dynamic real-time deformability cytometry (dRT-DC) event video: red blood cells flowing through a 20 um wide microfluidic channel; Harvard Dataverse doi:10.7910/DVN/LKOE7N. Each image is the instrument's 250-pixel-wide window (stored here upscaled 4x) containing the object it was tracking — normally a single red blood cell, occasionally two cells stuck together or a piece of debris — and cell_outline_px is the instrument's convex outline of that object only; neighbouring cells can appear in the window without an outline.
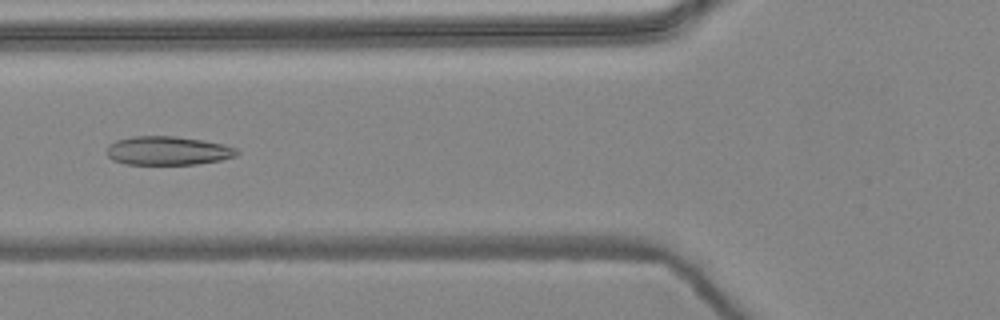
{"species": "common noctule bat (a hibernating species)", "species_latin": "Nyctalus noctula", "temperature_condition": "warm", "stored_images_in_passage": 8, "camera_frame_rate_fps": 3000, "um_per_image_px": 0.085, "animal": {"sex": "female", "body_mass_g": 24.6, "forearm_length_mm": 56.2}, "frame": {"image": 1, "passage_image": 5, "time_ms": 1.333, "image_size_px": [1000, 320], "cell_outline_px": [[240, 152], [236, 156], [220, 160], [196, 164], [128, 164], [112, 160], [108, 156], [108, 144], [116, 140], [132, 136], [176, 136], [204, 140], [224, 144], [236, 148]], "centroid_in_image_um": [14.28, 12.8], "position_along_channel_um": 111.5, "area_um2": 21.85}}
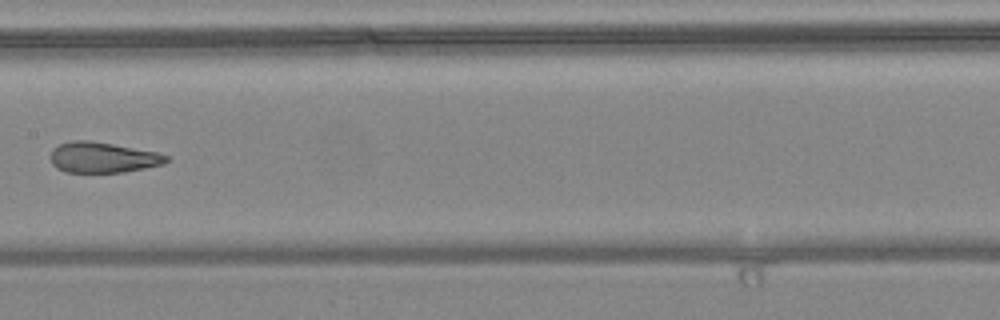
{"frame": {"image": 2, "passage_image": 7, "time_ms": 2.0, "image_size_px": [1000, 320], "cell_outline_px": [[168, 160], [164, 164], [124, 172], [64, 172], [56, 168], [52, 164], [48, 156], [52, 148], [60, 144], [72, 140], [88, 140], [112, 144], [156, 152], [168, 156]], "centroid_in_image_um": [8.67, 13.38], "position_along_channel_um": 198.7, "area_um2": 20.69}}
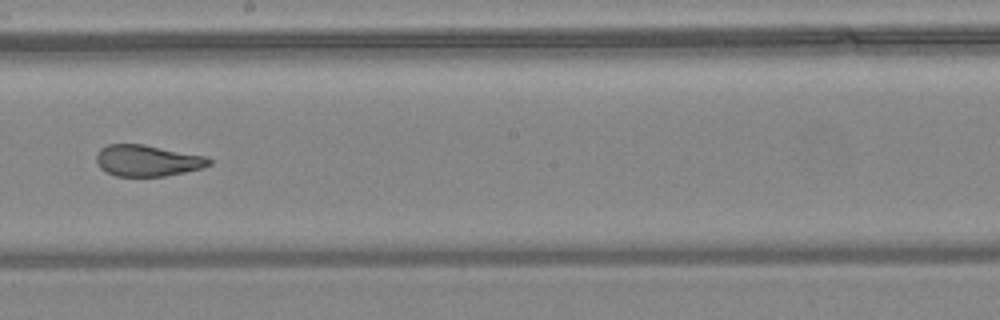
{"frame": {"image": 3, "passage_image": 8, "time_ms": 2.333, "image_size_px": [1000, 320], "cell_outline_px": [[212, 164], [200, 168], [184, 172], [164, 176], [116, 176], [100, 168], [96, 160], [96, 152], [100, 148], [108, 144], [144, 144], [208, 156], [212, 160]], "centroid_in_image_um": [12.54, 13.64], "position_along_channel_um": 235.7, "area_um2": 20.69}}